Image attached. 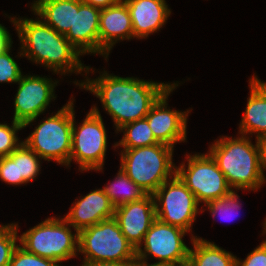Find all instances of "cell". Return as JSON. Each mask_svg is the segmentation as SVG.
Segmentation results:
<instances>
[{
    "instance_id": "obj_9",
    "label": "cell",
    "mask_w": 266,
    "mask_h": 266,
    "mask_svg": "<svg viewBox=\"0 0 266 266\" xmlns=\"http://www.w3.org/2000/svg\"><path fill=\"white\" fill-rule=\"evenodd\" d=\"M186 160L187 167L182 162L176 167V174L195 195L199 204L203 202L205 205L233 191L209 153L186 154Z\"/></svg>"
},
{
    "instance_id": "obj_26",
    "label": "cell",
    "mask_w": 266,
    "mask_h": 266,
    "mask_svg": "<svg viewBox=\"0 0 266 266\" xmlns=\"http://www.w3.org/2000/svg\"><path fill=\"white\" fill-rule=\"evenodd\" d=\"M18 223L0 224V266H9L12 254L18 244Z\"/></svg>"
},
{
    "instance_id": "obj_17",
    "label": "cell",
    "mask_w": 266,
    "mask_h": 266,
    "mask_svg": "<svg viewBox=\"0 0 266 266\" xmlns=\"http://www.w3.org/2000/svg\"><path fill=\"white\" fill-rule=\"evenodd\" d=\"M82 197V198H81ZM115 207L102 188L93 190L85 196L75 199L69 212L63 217L79 232L100 221L114 217Z\"/></svg>"
},
{
    "instance_id": "obj_38",
    "label": "cell",
    "mask_w": 266,
    "mask_h": 266,
    "mask_svg": "<svg viewBox=\"0 0 266 266\" xmlns=\"http://www.w3.org/2000/svg\"><path fill=\"white\" fill-rule=\"evenodd\" d=\"M263 234L265 235L266 234V218L264 219V221H263Z\"/></svg>"
},
{
    "instance_id": "obj_34",
    "label": "cell",
    "mask_w": 266,
    "mask_h": 266,
    "mask_svg": "<svg viewBox=\"0 0 266 266\" xmlns=\"http://www.w3.org/2000/svg\"><path fill=\"white\" fill-rule=\"evenodd\" d=\"M120 0H82V2L97 7L99 9L110 7L118 3Z\"/></svg>"
},
{
    "instance_id": "obj_5",
    "label": "cell",
    "mask_w": 266,
    "mask_h": 266,
    "mask_svg": "<svg viewBox=\"0 0 266 266\" xmlns=\"http://www.w3.org/2000/svg\"><path fill=\"white\" fill-rule=\"evenodd\" d=\"M57 113L41 120L23 143L44 161L69 166L72 142L73 97Z\"/></svg>"
},
{
    "instance_id": "obj_11",
    "label": "cell",
    "mask_w": 266,
    "mask_h": 266,
    "mask_svg": "<svg viewBox=\"0 0 266 266\" xmlns=\"http://www.w3.org/2000/svg\"><path fill=\"white\" fill-rule=\"evenodd\" d=\"M187 233L180 227L163 223L156 218L136 249V259L147 262L151 255L159 260L155 264L169 266L187 262L190 248L183 241Z\"/></svg>"
},
{
    "instance_id": "obj_8",
    "label": "cell",
    "mask_w": 266,
    "mask_h": 266,
    "mask_svg": "<svg viewBox=\"0 0 266 266\" xmlns=\"http://www.w3.org/2000/svg\"><path fill=\"white\" fill-rule=\"evenodd\" d=\"M73 98L72 142L69 165L74 160L82 171H102L107 151V130L96 106H92L80 125L75 123Z\"/></svg>"
},
{
    "instance_id": "obj_21",
    "label": "cell",
    "mask_w": 266,
    "mask_h": 266,
    "mask_svg": "<svg viewBox=\"0 0 266 266\" xmlns=\"http://www.w3.org/2000/svg\"><path fill=\"white\" fill-rule=\"evenodd\" d=\"M193 249H189L188 262L191 266H236V256L214 242L191 234Z\"/></svg>"
},
{
    "instance_id": "obj_13",
    "label": "cell",
    "mask_w": 266,
    "mask_h": 266,
    "mask_svg": "<svg viewBox=\"0 0 266 266\" xmlns=\"http://www.w3.org/2000/svg\"><path fill=\"white\" fill-rule=\"evenodd\" d=\"M180 83L178 81L166 90L159 99L152 105L149 113L145 116L149 127L159 143L166 144L174 148L178 142H185L187 139V111H179L167 108L168 97Z\"/></svg>"
},
{
    "instance_id": "obj_29",
    "label": "cell",
    "mask_w": 266,
    "mask_h": 266,
    "mask_svg": "<svg viewBox=\"0 0 266 266\" xmlns=\"http://www.w3.org/2000/svg\"><path fill=\"white\" fill-rule=\"evenodd\" d=\"M9 266H63L59 262L26 251L20 245L14 250Z\"/></svg>"
},
{
    "instance_id": "obj_2",
    "label": "cell",
    "mask_w": 266,
    "mask_h": 266,
    "mask_svg": "<svg viewBox=\"0 0 266 266\" xmlns=\"http://www.w3.org/2000/svg\"><path fill=\"white\" fill-rule=\"evenodd\" d=\"M15 26L19 40L18 57H27L33 63L42 64L55 74L79 73L89 74L91 67L84 66L80 52L40 17L36 19L10 17ZM22 44V45H21Z\"/></svg>"
},
{
    "instance_id": "obj_32",
    "label": "cell",
    "mask_w": 266,
    "mask_h": 266,
    "mask_svg": "<svg viewBox=\"0 0 266 266\" xmlns=\"http://www.w3.org/2000/svg\"><path fill=\"white\" fill-rule=\"evenodd\" d=\"M13 44L11 35L7 28L0 24V54Z\"/></svg>"
},
{
    "instance_id": "obj_33",
    "label": "cell",
    "mask_w": 266,
    "mask_h": 266,
    "mask_svg": "<svg viewBox=\"0 0 266 266\" xmlns=\"http://www.w3.org/2000/svg\"><path fill=\"white\" fill-rule=\"evenodd\" d=\"M255 140H257L258 143L260 162L264 173V171L266 170V134L258 137Z\"/></svg>"
},
{
    "instance_id": "obj_28",
    "label": "cell",
    "mask_w": 266,
    "mask_h": 266,
    "mask_svg": "<svg viewBox=\"0 0 266 266\" xmlns=\"http://www.w3.org/2000/svg\"><path fill=\"white\" fill-rule=\"evenodd\" d=\"M12 44L0 54V83H18L24 75L10 55Z\"/></svg>"
},
{
    "instance_id": "obj_35",
    "label": "cell",
    "mask_w": 266,
    "mask_h": 266,
    "mask_svg": "<svg viewBox=\"0 0 266 266\" xmlns=\"http://www.w3.org/2000/svg\"><path fill=\"white\" fill-rule=\"evenodd\" d=\"M81 266H131L132 263L119 262H87L83 261Z\"/></svg>"
},
{
    "instance_id": "obj_7",
    "label": "cell",
    "mask_w": 266,
    "mask_h": 266,
    "mask_svg": "<svg viewBox=\"0 0 266 266\" xmlns=\"http://www.w3.org/2000/svg\"><path fill=\"white\" fill-rule=\"evenodd\" d=\"M78 252L87 262L133 263L136 250L113 217L78 232Z\"/></svg>"
},
{
    "instance_id": "obj_24",
    "label": "cell",
    "mask_w": 266,
    "mask_h": 266,
    "mask_svg": "<svg viewBox=\"0 0 266 266\" xmlns=\"http://www.w3.org/2000/svg\"><path fill=\"white\" fill-rule=\"evenodd\" d=\"M16 163L18 185L35 180L41 169V160L36 152L22 143L9 155Z\"/></svg>"
},
{
    "instance_id": "obj_23",
    "label": "cell",
    "mask_w": 266,
    "mask_h": 266,
    "mask_svg": "<svg viewBox=\"0 0 266 266\" xmlns=\"http://www.w3.org/2000/svg\"><path fill=\"white\" fill-rule=\"evenodd\" d=\"M119 132L124 133L123 138L119 142L114 143V148L122 146L123 149H133L159 143L155 139L145 118L124 124L116 133Z\"/></svg>"
},
{
    "instance_id": "obj_19",
    "label": "cell",
    "mask_w": 266,
    "mask_h": 266,
    "mask_svg": "<svg viewBox=\"0 0 266 266\" xmlns=\"http://www.w3.org/2000/svg\"><path fill=\"white\" fill-rule=\"evenodd\" d=\"M257 77L249 79L250 94L238 130L240 135L256 134V139L266 134V82Z\"/></svg>"
},
{
    "instance_id": "obj_16",
    "label": "cell",
    "mask_w": 266,
    "mask_h": 266,
    "mask_svg": "<svg viewBox=\"0 0 266 266\" xmlns=\"http://www.w3.org/2000/svg\"><path fill=\"white\" fill-rule=\"evenodd\" d=\"M134 39L129 10L124 0L103 8L99 16V54L107 61L118 41Z\"/></svg>"
},
{
    "instance_id": "obj_22",
    "label": "cell",
    "mask_w": 266,
    "mask_h": 266,
    "mask_svg": "<svg viewBox=\"0 0 266 266\" xmlns=\"http://www.w3.org/2000/svg\"><path fill=\"white\" fill-rule=\"evenodd\" d=\"M102 189L115 208L138 201L147 195V192L132 181L120 168L114 181L108 182Z\"/></svg>"
},
{
    "instance_id": "obj_4",
    "label": "cell",
    "mask_w": 266,
    "mask_h": 266,
    "mask_svg": "<svg viewBox=\"0 0 266 266\" xmlns=\"http://www.w3.org/2000/svg\"><path fill=\"white\" fill-rule=\"evenodd\" d=\"M173 152V147L163 143L122 149L120 169L147 194H153L176 174Z\"/></svg>"
},
{
    "instance_id": "obj_12",
    "label": "cell",
    "mask_w": 266,
    "mask_h": 266,
    "mask_svg": "<svg viewBox=\"0 0 266 266\" xmlns=\"http://www.w3.org/2000/svg\"><path fill=\"white\" fill-rule=\"evenodd\" d=\"M38 75H22L14 99L13 120L26 128L44 113L55 98V87L59 81Z\"/></svg>"
},
{
    "instance_id": "obj_25",
    "label": "cell",
    "mask_w": 266,
    "mask_h": 266,
    "mask_svg": "<svg viewBox=\"0 0 266 266\" xmlns=\"http://www.w3.org/2000/svg\"><path fill=\"white\" fill-rule=\"evenodd\" d=\"M239 200V195L235 192V190H233L227 196L220 197L219 199L205 204V207L208 208L207 210L210 211L213 219L218 214V216L223 218L225 221H233V218L236 219V216H238L237 212L240 210V205H242Z\"/></svg>"
},
{
    "instance_id": "obj_14",
    "label": "cell",
    "mask_w": 266,
    "mask_h": 266,
    "mask_svg": "<svg viewBox=\"0 0 266 266\" xmlns=\"http://www.w3.org/2000/svg\"><path fill=\"white\" fill-rule=\"evenodd\" d=\"M114 218L117 220L122 234L136 250L156 219L153 194H147L138 201L115 208Z\"/></svg>"
},
{
    "instance_id": "obj_6",
    "label": "cell",
    "mask_w": 266,
    "mask_h": 266,
    "mask_svg": "<svg viewBox=\"0 0 266 266\" xmlns=\"http://www.w3.org/2000/svg\"><path fill=\"white\" fill-rule=\"evenodd\" d=\"M70 227L72 226L63 217L46 218L22 233L19 245L30 253L61 264L78 254L79 234H74Z\"/></svg>"
},
{
    "instance_id": "obj_3",
    "label": "cell",
    "mask_w": 266,
    "mask_h": 266,
    "mask_svg": "<svg viewBox=\"0 0 266 266\" xmlns=\"http://www.w3.org/2000/svg\"><path fill=\"white\" fill-rule=\"evenodd\" d=\"M252 136H221L209 146L208 153L216 161L232 190L257 191L266 183L257 140Z\"/></svg>"
},
{
    "instance_id": "obj_20",
    "label": "cell",
    "mask_w": 266,
    "mask_h": 266,
    "mask_svg": "<svg viewBox=\"0 0 266 266\" xmlns=\"http://www.w3.org/2000/svg\"><path fill=\"white\" fill-rule=\"evenodd\" d=\"M31 11L59 34L74 25V0H34Z\"/></svg>"
},
{
    "instance_id": "obj_15",
    "label": "cell",
    "mask_w": 266,
    "mask_h": 266,
    "mask_svg": "<svg viewBox=\"0 0 266 266\" xmlns=\"http://www.w3.org/2000/svg\"><path fill=\"white\" fill-rule=\"evenodd\" d=\"M100 11L82 0H74V25L64 36L81 55H99Z\"/></svg>"
},
{
    "instance_id": "obj_18",
    "label": "cell",
    "mask_w": 266,
    "mask_h": 266,
    "mask_svg": "<svg viewBox=\"0 0 266 266\" xmlns=\"http://www.w3.org/2000/svg\"><path fill=\"white\" fill-rule=\"evenodd\" d=\"M130 13L134 38L145 39L160 31L171 14L166 0H124Z\"/></svg>"
},
{
    "instance_id": "obj_10",
    "label": "cell",
    "mask_w": 266,
    "mask_h": 266,
    "mask_svg": "<svg viewBox=\"0 0 266 266\" xmlns=\"http://www.w3.org/2000/svg\"><path fill=\"white\" fill-rule=\"evenodd\" d=\"M153 196L156 218L190 233L197 214L204 212V209H199L200 204L195 195L177 174L165 181Z\"/></svg>"
},
{
    "instance_id": "obj_30",
    "label": "cell",
    "mask_w": 266,
    "mask_h": 266,
    "mask_svg": "<svg viewBox=\"0 0 266 266\" xmlns=\"http://www.w3.org/2000/svg\"><path fill=\"white\" fill-rule=\"evenodd\" d=\"M236 266H266V239L254 248L244 260L236 257Z\"/></svg>"
},
{
    "instance_id": "obj_36",
    "label": "cell",
    "mask_w": 266,
    "mask_h": 266,
    "mask_svg": "<svg viewBox=\"0 0 266 266\" xmlns=\"http://www.w3.org/2000/svg\"><path fill=\"white\" fill-rule=\"evenodd\" d=\"M131 266H169V265H164V264H155V263H151L149 264L148 262H143L140 261L138 259H136Z\"/></svg>"
},
{
    "instance_id": "obj_37",
    "label": "cell",
    "mask_w": 266,
    "mask_h": 266,
    "mask_svg": "<svg viewBox=\"0 0 266 266\" xmlns=\"http://www.w3.org/2000/svg\"><path fill=\"white\" fill-rule=\"evenodd\" d=\"M172 266H191L190 263L187 261V262H184V263H181V264H177V265H172Z\"/></svg>"
},
{
    "instance_id": "obj_31",
    "label": "cell",
    "mask_w": 266,
    "mask_h": 266,
    "mask_svg": "<svg viewBox=\"0 0 266 266\" xmlns=\"http://www.w3.org/2000/svg\"><path fill=\"white\" fill-rule=\"evenodd\" d=\"M0 180L9 185H18L16 163L10 156L0 157Z\"/></svg>"
},
{
    "instance_id": "obj_1",
    "label": "cell",
    "mask_w": 266,
    "mask_h": 266,
    "mask_svg": "<svg viewBox=\"0 0 266 266\" xmlns=\"http://www.w3.org/2000/svg\"><path fill=\"white\" fill-rule=\"evenodd\" d=\"M99 73L98 78L85 76L86 79L81 83H74L99 98L114 122L115 132L124 124L144 119L152 105L173 85L136 77H120L105 70Z\"/></svg>"
},
{
    "instance_id": "obj_27",
    "label": "cell",
    "mask_w": 266,
    "mask_h": 266,
    "mask_svg": "<svg viewBox=\"0 0 266 266\" xmlns=\"http://www.w3.org/2000/svg\"><path fill=\"white\" fill-rule=\"evenodd\" d=\"M24 129L23 124L12 120V126L0 123V157L9 156L23 141H19L17 132Z\"/></svg>"
}]
</instances>
